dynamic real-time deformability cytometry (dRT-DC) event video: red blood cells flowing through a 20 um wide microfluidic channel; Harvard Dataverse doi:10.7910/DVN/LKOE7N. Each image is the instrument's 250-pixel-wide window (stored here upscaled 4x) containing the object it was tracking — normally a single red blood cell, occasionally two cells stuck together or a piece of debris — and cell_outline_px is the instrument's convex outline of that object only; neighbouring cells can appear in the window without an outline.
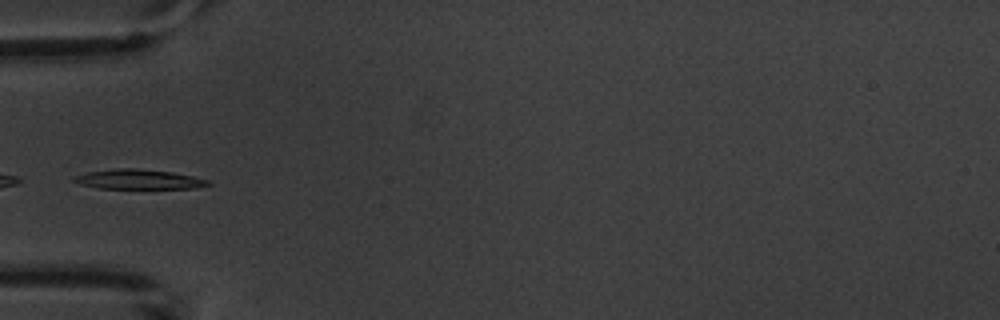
{"species": "common noctule bat (a hibernating species)", "species_latin": "Nyctalus noctula", "temperature_condition": "warm", "stored_images_in_passage": 7, "camera_frame_rate_fps": 3000, "um_per_image_px": 0.085, "animal": {"sex": "male", "body_mass_g": 20.1, "forearm_length_mm": 53.5}, "frame": {"image": 1, "passage_image": 4, "time_ms": 3.667, "image_size_px": [1000, 320], "cell_outline_px": [[212, 184], [196, 188], [100, 188], [80, 184], [72, 180], [76, 176], [88, 172], [112, 168], [136, 168], [172, 172], [192, 176], [208, 180]], "centroid_in_image_um": [11.8, 15.23], "position_along_channel_um": 73.2, "area_um2": 15.26}}
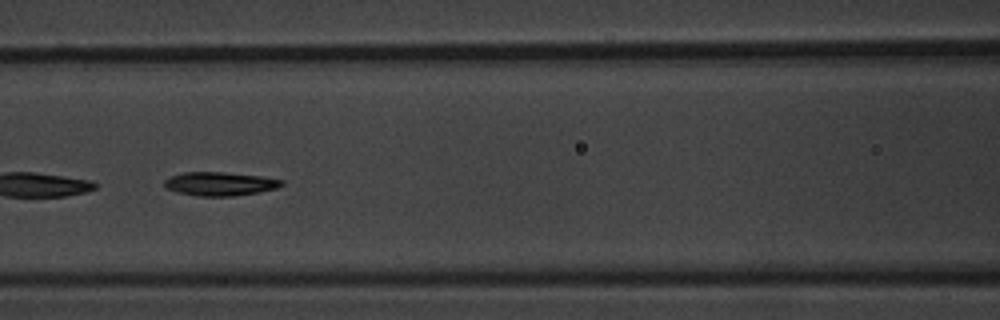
{"frame": {"image": 2, "passage_image": 6, "time_ms": 5.667, "image_size_px": [1000, 320], "cell_outline_px": [[284, 184], [276, 188], [260, 192], [232, 196], [196, 196], [176, 192], [164, 188], [164, 180], [172, 176], [184, 172], [224, 172], [260, 176], [284, 180]], "centroid_in_image_um": [18.67, 15.63], "position_along_channel_um": 147.9, "area_um2": 16.24}}
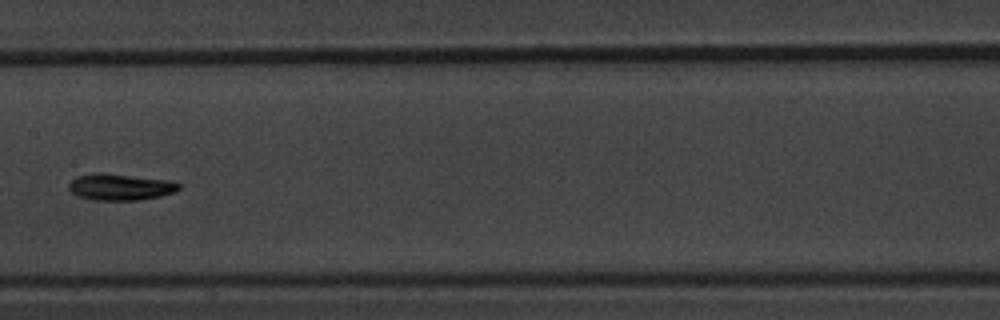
{"frame": {"image": 3, "passage_image": 7, "time_ms": 7.0, "image_size_px": [1000, 320], "cell_outline_px": [[180, 188], [176, 192], [160, 196], [140, 200], [92, 200], [76, 196], [68, 188], [68, 184], [76, 176], [96, 172], [100, 172], [172, 180], [180, 184]], "centroid_in_image_um": [10.22, 15.89], "position_along_channel_um": 197.2, "area_um2": 17.28}}